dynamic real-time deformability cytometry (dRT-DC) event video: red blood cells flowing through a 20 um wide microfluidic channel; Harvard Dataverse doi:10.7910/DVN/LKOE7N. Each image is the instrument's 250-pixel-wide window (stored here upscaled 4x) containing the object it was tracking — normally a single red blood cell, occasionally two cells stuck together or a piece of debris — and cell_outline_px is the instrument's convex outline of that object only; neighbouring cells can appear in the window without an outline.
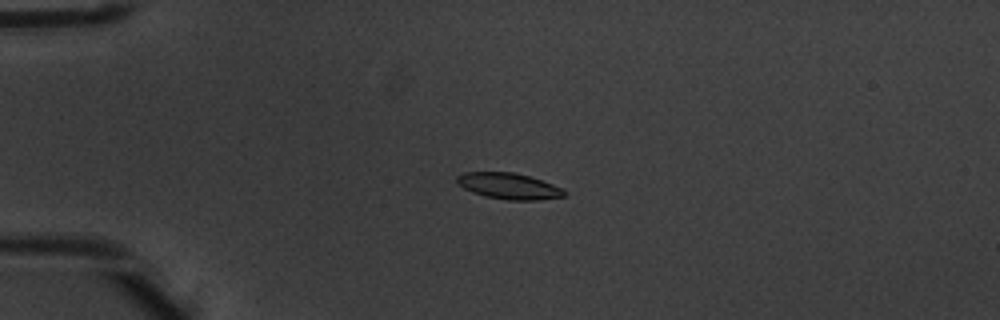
{"species": "common noctule bat (a hibernating species)", "species_latin": "Nyctalus noctula", "temperature_condition": "warm", "stored_images_in_passage": 7, "camera_frame_rate_fps": 3000, "um_per_image_px": 0.085, "animal": {"sex": "male", "body_mass_g": 20.1, "forearm_length_mm": 53.5}, "frame": {"image": 1, "passage_image": 5, "time_ms": 1.333, "image_size_px": [1000, 320], "cell_outline_px": [[568, 192], [564, 196], [536, 200], [508, 200], [484, 196], [472, 192], [464, 188], [456, 180], [456, 176], [464, 172], [512, 172], [528, 176], [564, 188]], "centroid_in_image_um": [43.26, 15.82], "position_along_channel_um": 41.7, "area_um2": 16.24}}